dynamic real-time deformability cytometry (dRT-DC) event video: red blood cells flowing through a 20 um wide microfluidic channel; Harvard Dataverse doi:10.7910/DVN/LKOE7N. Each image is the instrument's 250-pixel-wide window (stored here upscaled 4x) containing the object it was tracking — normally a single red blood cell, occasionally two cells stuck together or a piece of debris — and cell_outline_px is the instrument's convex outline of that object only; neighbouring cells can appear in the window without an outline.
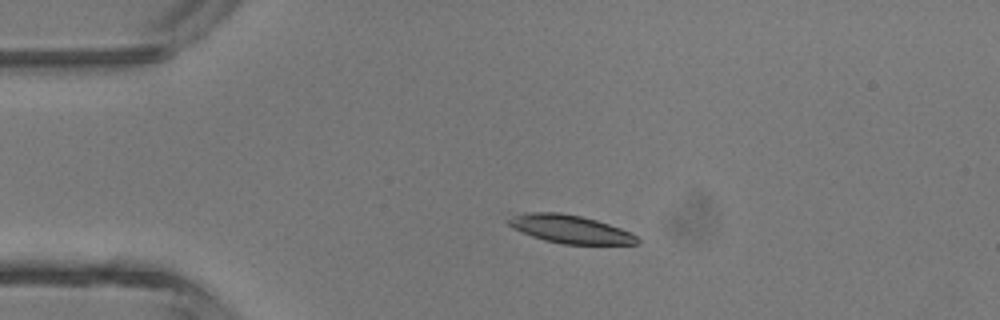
{"species": "common noctule bat (a hibernating species)", "species_latin": "Nyctalus noctula", "temperature_condition": "room temperature", "stored_images_in_passage": 4, "camera_frame_rate_fps": 3000, "um_per_image_px": 0.085, "animal": {"sex": "male", "body_mass_g": 13.3}, "frame": {"image": 1, "passage_image": 3, "time_ms": 0.667, "image_size_px": [1000, 320], "cell_outline_px": [[640, 240], [636, 244], [560, 244], [544, 240], [532, 236], [512, 228], [508, 224], [508, 220], [512, 216], [524, 212], [560, 212], [580, 216], [596, 220], [620, 228], [636, 236]], "centroid_in_image_um": [48.42, 19.47], "position_along_channel_um": 36.6, "area_um2": 20.98}}